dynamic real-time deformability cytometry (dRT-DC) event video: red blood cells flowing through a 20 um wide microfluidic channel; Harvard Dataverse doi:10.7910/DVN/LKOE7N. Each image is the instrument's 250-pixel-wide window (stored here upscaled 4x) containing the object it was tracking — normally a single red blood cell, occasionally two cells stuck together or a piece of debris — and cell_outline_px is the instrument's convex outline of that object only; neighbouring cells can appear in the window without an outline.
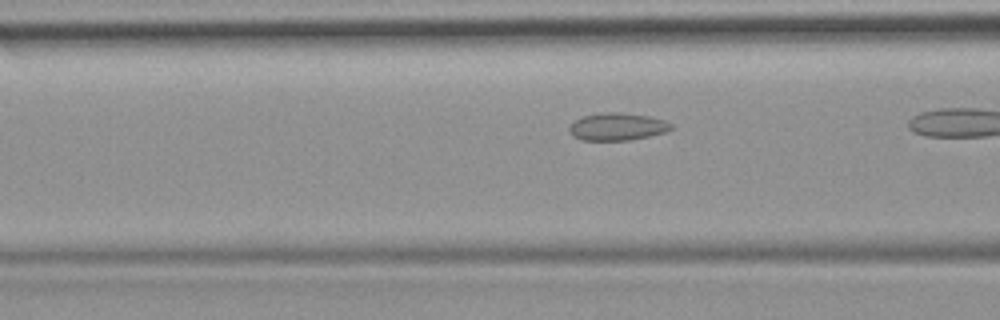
{"species": "common noctule bat (a hibernating species)", "species_latin": "Nyctalus noctula", "temperature_condition": "room temperature", "stored_images_in_passage": 27, "camera_frame_rate_fps": 3000, "um_per_image_px": 0.085, "animal": {"sex": "female", "body_mass_g": 19.9}, "frame": {"image": 1, "passage_image": 8, "time_ms": 2.333, "image_size_px": [1000, 320], "cell_outline_px": [[672, 128], [668, 132], [628, 140], [580, 140], [572, 136], [568, 128], [576, 120], [584, 116], [600, 112], [616, 112], [648, 116], [664, 120], [672, 124]], "centroid_in_image_um": [52.47, 10.77], "position_along_channel_um": 114.1, "area_um2": 16.24}}